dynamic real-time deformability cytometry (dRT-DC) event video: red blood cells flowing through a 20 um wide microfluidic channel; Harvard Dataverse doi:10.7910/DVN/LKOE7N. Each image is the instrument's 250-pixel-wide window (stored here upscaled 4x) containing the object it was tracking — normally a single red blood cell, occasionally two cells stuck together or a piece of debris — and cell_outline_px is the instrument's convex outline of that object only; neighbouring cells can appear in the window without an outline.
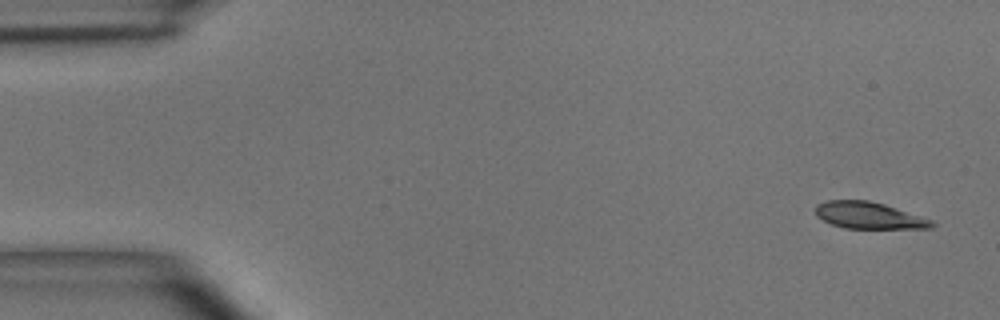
{"species": "common noctule bat (a hibernating species)", "species_latin": "Nyctalus noctula", "temperature_condition": "room temperature", "stored_images_in_passage": 48, "camera_frame_rate_fps": 3000, "um_per_image_px": 0.085, "animal": {"sex": "male", "body_mass_g": 15.6}, "frame": {"image": 1, "passage_image": 1, "time_ms": 0.0, "image_size_px": [1000, 320], "cell_outline_px": [[936, 224], [932, 228], [844, 228], [832, 224], [816, 216], [816, 204], [828, 200], [868, 200], [884, 204], [932, 220]], "centroid_in_image_um": [73.84, 18.31], "position_along_channel_um": 11.2, "area_um2": 17.92}}
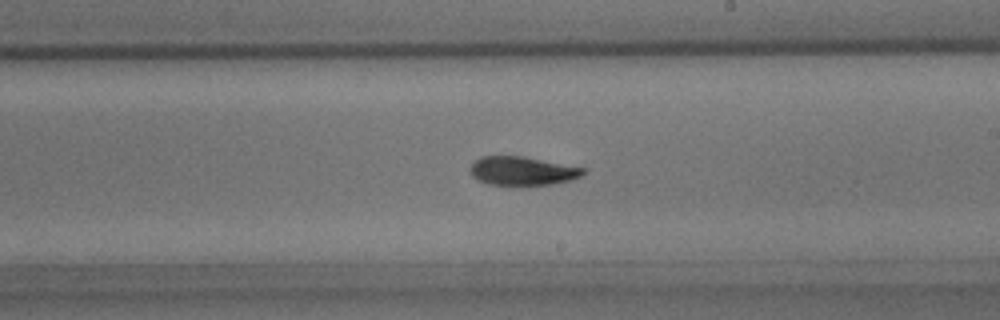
{"frame": {"image": 2, "passage_image": 27, "time_ms": 8.667, "image_size_px": [1000, 320], "cell_outline_px": [[588, 172], [572, 180], [552, 184], [508, 188], [488, 184], [476, 180], [472, 176], [468, 168], [480, 156], [524, 156], [588, 168]], "centroid_in_image_um": [44.41, 14.57], "position_along_channel_um": 244.6, "area_um2": 20.0}}
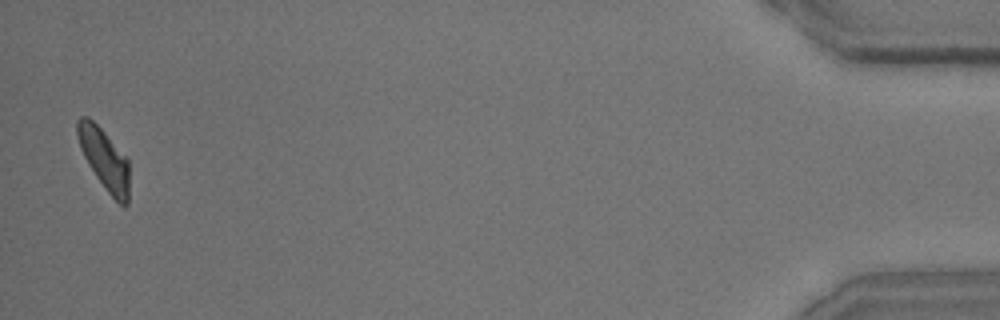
{"frame": {"image": 3, "passage_image": 47, "time_ms": 15.333, "image_size_px": [1000, 320], "cell_outline_px": [[128, 204], [124, 208], [108, 192], [96, 176], [88, 164], [80, 148], [76, 136], [76, 120], [80, 116], [88, 116], [104, 132], [128, 160]], "centroid_in_image_um": [8.83, 13.5], "position_along_channel_um": 426.4, "area_um2": 18.21}}